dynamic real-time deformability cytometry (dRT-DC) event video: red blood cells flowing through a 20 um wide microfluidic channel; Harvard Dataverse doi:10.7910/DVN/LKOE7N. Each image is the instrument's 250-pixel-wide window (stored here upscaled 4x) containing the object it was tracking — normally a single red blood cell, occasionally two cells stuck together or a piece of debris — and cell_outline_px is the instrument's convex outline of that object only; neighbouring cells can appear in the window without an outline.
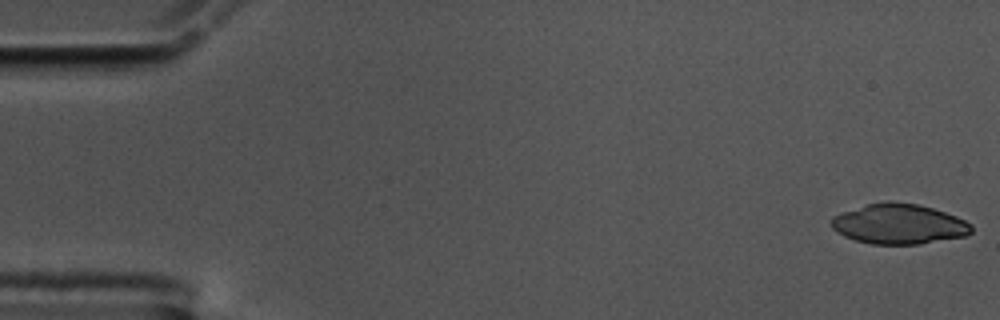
{"species": "common noctule bat (a hibernating species)", "species_latin": "Nyctalus noctula", "temperature_condition": "cold", "stored_images_in_passage": 56, "camera_frame_rate_fps": 3000, "um_per_image_px": 0.085, "animal": {"sex": "male", "body_mass_g": 17.5, "forearm_length_mm": 52.3}, "frame": {"image": 1, "passage_image": 1, "time_ms": 0.0, "image_size_px": [1000, 320], "cell_outline_px": [[972, 232], [964, 236], [920, 244], [872, 244], [856, 240], [844, 236], [836, 232], [832, 228], [832, 216], [868, 204], [884, 200], [892, 200], [916, 204], [932, 208], [956, 216], [972, 224]], "centroid_in_image_um": [76.41, 19.03], "position_along_channel_um": 8.6, "area_um2": 32.66}}